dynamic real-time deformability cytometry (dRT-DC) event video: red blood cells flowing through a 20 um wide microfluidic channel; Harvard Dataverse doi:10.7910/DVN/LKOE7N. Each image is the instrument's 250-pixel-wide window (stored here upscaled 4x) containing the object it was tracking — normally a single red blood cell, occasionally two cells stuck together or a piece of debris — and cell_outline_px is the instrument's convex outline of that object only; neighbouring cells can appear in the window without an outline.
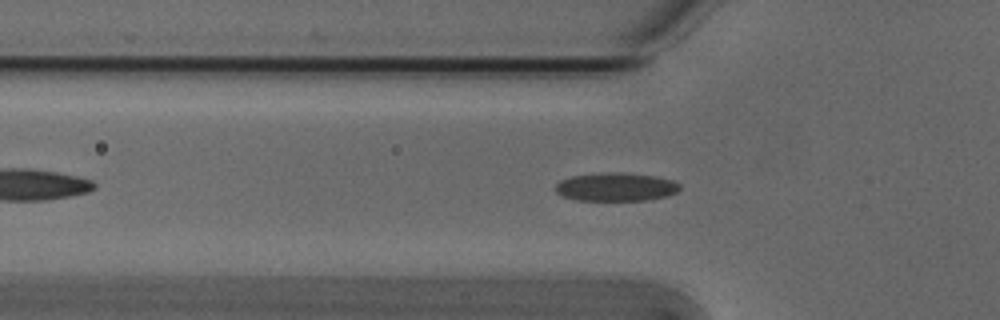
{"species": "Egyptian fruit bat (a non-hibernating species)", "species_latin": "Rousettus aegyptiacus", "temperature_condition": "cold", "stored_images_in_passage": 34, "camera_frame_rate_fps": 3000, "um_per_image_px": 0.085, "animal": {"sex": "male"}, "frame": {"image": 1, "passage_image": 2, "time_ms": 0.333, "image_size_px": [1000, 320], "cell_outline_px": [[680, 188], [676, 192], [668, 196], [648, 200], [576, 200], [564, 196], [556, 192], [556, 184], [560, 180], [572, 176], [600, 172], [624, 172], [656, 176], [672, 180], [680, 184]], "centroid_in_image_um": [52.37, 15.88], "position_along_channel_um": 73.4, "area_um2": 20.69}}
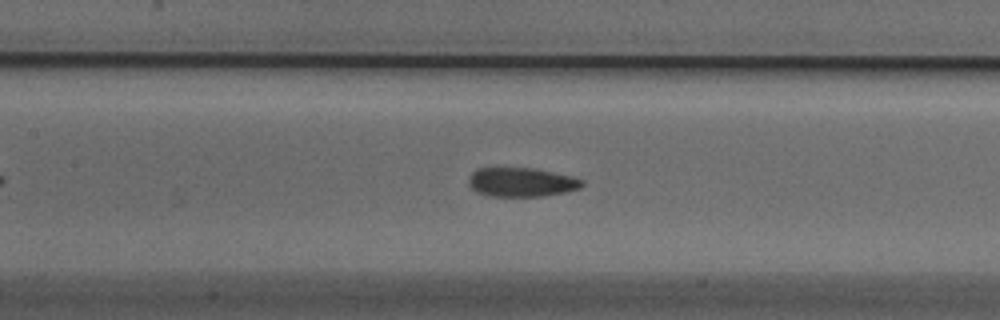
{"frame": {"image": 2, "passage_image": 9, "time_ms": 2.667, "image_size_px": [1000, 320], "cell_outline_px": [[584, 184], [580, 188], [564, 192], [540, 196], [492, 196], [476, 192], [468, 184], [468, 176], [476, 168], [536, 168], [572, 176], [584, 180]], "centroid_in_image_um": [44.31, 15.47], "position_along_channel_um": 163.1, "area_um2": 19.31}}
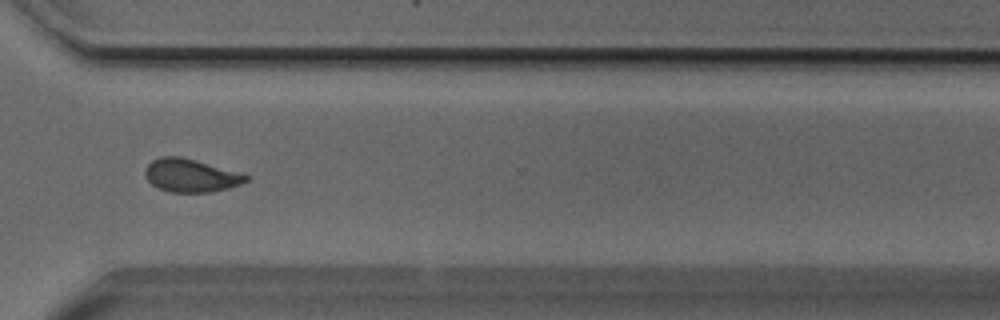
{"frame": {"image": 3, "passage_image": 24, "time_ms": 7.667, "image_size_px": [1000, 320], "cell_outline_px": [[248, 180], [240, 184], [228, 188], [212, 192], [168, 192], [152, 184], [144, 176], [144, 172], [148, 164], [152, 160], [160, 156], [180, 156], [248, 176]], "centroid_in_image_um": [16.14, 14.92], "position_along_channel_um": 354.5, "area_um2": 19.02}, "authors_computed_cell_mechanics": {"area_um2": 19.3919, "velocity_mm_per_s": 3.8217, "shape_relaxation_time_tau1_ms": 5.8583, "shape_relaxation_time_tau2_ms": 1.6776, "deformation_change_tau1": 0.1357, "deformation_change_tau2": 0.0715}}